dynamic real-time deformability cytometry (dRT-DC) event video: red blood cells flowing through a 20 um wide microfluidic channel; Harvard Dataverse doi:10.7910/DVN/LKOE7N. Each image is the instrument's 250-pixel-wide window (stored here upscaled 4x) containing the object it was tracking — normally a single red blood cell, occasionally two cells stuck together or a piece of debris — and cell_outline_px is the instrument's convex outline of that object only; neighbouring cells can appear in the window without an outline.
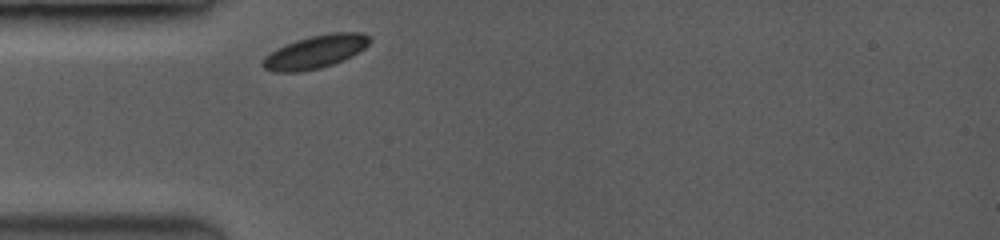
{"species": "common noctule bat (a hibernating species)", "species_latin": "Nyctalus noctula", "temperature_condition": "room temperature", "stored_images_in_passage": 1, "camera_frame_rate_fps": 3500, "um_per_image_px": 0.085, "animal": {"sex": "female", "body_mass_g": 19.0, "forearm_length_mm": 53.3}, "frame": {"image": 1, "passage_image": 1, "time_ms": 0.0, "image_size_px": [1000, 240], "cell_outline_px": [[372, 40], [364, 48], [352, 56], [344, 60], [320, 68], [300, 72], [276, 72], [264, 68], [260, 64], [264, 56], [276, 48], [296, 40], [312, 36], [332, 32], [360, 32], [372, 36]], "centroid_in_image_um": [26.81, 4.4], "position_along_channel_um": 58.2, "area_um2": 20.75}}